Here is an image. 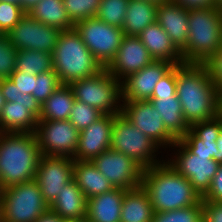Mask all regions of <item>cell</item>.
I'll list each match as a JSON object with an SVG mask.
<instances>
[{
  "label": "cell",
  "mask_w": 222,
  "mask_h": 222,
  "mask_svg": "<svg viewBox=\"0 0 222 222\" xmlns=\"http://www.w3.org/2000/svg\"><path fill=\"white\" fill-rule=\"evenodd\" d=\"M176 89L184 120L189 126L222 113V95L204 64H176Z\"/></svg>",
  "instance_id": "6da1fadb"
},
{
  "label": "cell",
  "mask_w": 222,
  "mask_h": 222,
  "mask_svg": "<svg viewBox=\"0 0 222 222\" xmlns=\"http://www.w3.org/2000/svg\"><path fill=\"white\" fill-rule=\"evenodd\" d=\"M142 187L149 195L154 212H167L195 206L202 197L189 180L166 160L143 170Z\"/></svg>",
  "instance_id": "7a4b0ae2"
},
{
  "label": "cell",
  "mask_w": 222,
  "mask_h": 222,
  "mask_svg": "<svg viewBox=\"0 0 222 222\" xmlns=\"http://www.w3.org/2000/svg\"><path fill=\"white\" fill-rule=\"evenodd\" d=\"M40 156L35 133H0V190L35 180Z\"/></svg>",
  "instance_id": "3957f363"
},
{
  "label": "cell",
  "mask_w": 222,
  "mask_h": 222,
  "mask_svg": "<svg viewBox=\"0 0 222 222\" xmlns=\"http://www.w3.org/2000/svg\"><path fill=\"white\" fill-rule=\"evenodd\" d=\"M188 42L181 50L183 63L204 64L222 45V8L189 10Z\"/></svg>",
  "instance_id": "277c9868"
},
{
  "label": "cell",
  "mask_w": 222,
  "mask_h": 222,
  "mask_svg": "<svg viewBox=\"0 0 222 222\" xmlns=\"http://www.w3.org/2000/svg\"><path fill=\"white\" fill-rule=\"evenodd\" d=\"M52 58L53 70L61 84L69 85L103 69L75 29L60 33Z\"/></svg>",
  "instance_id": "5b68a950"
},
{
  "label": "cell",
  "mask_w": 222,
  "mask_h": 222,
  "mask_svg": "<svg viewBox=\"0 0 222 222\" xmlns=\"http://www.w3.org/2000/svg\"><path fill=\"white\" fill-rule=\"evenodd\" d=\"M110 148L129 156L143 169L160 165L165 161L164 157L158 156L162 153L159 151L161 148L133 126L122 113L113 119Z\"/></svg>",
  "instance_id": "8992f818"
},
{
  "label": "cell",
  "mask_w": 222,
  "mask_h": 222,
  "mask_svg": "<svg viewBox=\"0 0 222 222\" xmlns=\"http://www.w3.org/2000/svg\"><path fill=\"white\" fill-rule=\"evenodd\" d=\"M76 100L98 109L103 114L121 113V82L105 68L99 73L69 84Z\"/></svg>",
  "instance_id": "52a82bcc"
},
{
  "label": "cell",
  "mask_w": 222,
  "mask_h": 222,
  "mask_svg": "<svg viewBox=\"0 0 222 222\" xmlns=\"http://www.w3.org/2000/svg\"><path fill=\"white\" fill-rule=\"evenodd\" d=\"M2 222H35L49 209L35 180L0 190Z\"/></svg>",
  "instance_id": "ba28073f"
},
{
  "label": "cell",
  "mask_w": 222,
  "mask_h": 222,
  "mask_svg": "<svg viewBox=\"0 0 222 222\" xmlns=\"http://www.w3.org/2000/svg\"><path fill=\"white\" fill-rule=\"evenodd\" d=\"M74 29L103 68L114 59L124 37L122 28L109 25L97 17L78 21Z\"/></svg>",
  "instance_id": "9c48e42d"
},
{
  "label": "cell",
  "mask_w": 222,
  "mask_h": 222,
  "mask_svg": "<svg viewBox=\"0 0 222 222\" xmlns=\"http://www.w3.org/2000/svg\"><path fill=\"white\" fill-rule=\"evenodd\" d=\"M171 149L174 153H171L173 155H165L168 158H165L166 162L179 174L185 176L193 185V188L203 197L210 189L220 164L213 160L211 156L191 153L179 140L171 146Z\"/></svg>",
  "instance_id": "30bf717a"
},
{
  "label": "cell",
  "mask_w": 222,
  "mask_h": 222,
  "mask_svg": "<svg viewBox=\"0 0 222 222\" xmlns=\"http://www.w3.org/2000/svg\"><path fill=\"white\" fill-rule=\"evenodd\" d=\"M121 113L161 150L169 148L177 139L166 129L159 111L150 100L122 101Z\"/></svg>",
  "instance_id": "8fae6325"
},
{
  "label": "cell",
  "mask_w": 222,
  "mask_h": 222,
  "mask_svg": "<svg viewBox=\"0 0 222 222\" xmlns=\"http://www.w3.org/2000/svg\"><path fill=\"white\" fill-rule=\"evenodd\" d=\"M61 32L60 29L43 24L26 13L6 36L16 50H36L53 54Z\"/></svg>",
  "instance_id": "7c38bea8"
},
{
  "label": "cell",
  "mask_w": 222,
  "mask_h": 222,
  "mask_svg": "<svg viewBox=\"0 0 222 222\" xmlns=\"http://www.w3.org/2000/svg\"><path fill=\"white\" fill-rule=\"evenodd\" d=\"M35 134L41 155L74 157L79 131L69 120L38 121Z\"/></svg>",
  "instance_id": "4fadbf2b"
},
{
  "label": "cell",
  "mask_w": 222,
  "mask_h": 222,
  "mask_svg": "<svg viewBox=\"0 0 222 222\" xmlns=\"http://www.w3.org/2000/svg\"><path fill=\"white\" fill-rule=\"evenodd\" d=\"M92 163L109 180L114 188L132 190L141 186L143 168L129 156L107 149Z\"/></svg>",
  "instance_id": "5bb4252c"
},
{
  "label": "cell",
  "mask_w": 222,
  "mask_h": 222,
  "mask_svg": "<svg viewBox=\"0 0 222 222\" xmlns=\"http://www.w3.org/2000/svg\"><path fill=\"white\" fill-rule=\"evenodd\" d=\"M73 167V158L40 156L35 181L48 206L56 199L65 184L73 179Z\"/></svg>",
  "instance_id": "9a60e30c"
},
{
  "label": "cell",
  "mask_w": 222,
  "mask_h": 222,
  "mask_svg": "<svg viewBox=\"0 0 222 222\" xmlns=\"http://www.w3.org/2000/svg\"><path fill=\"white\" fill-rule=\"evenodd\" d=\"M40 112V103L30 94L6 102L0 114V133H35Z\"/></svg>",
  "instance_id": "2e32d148"
},
{
  "label": "cell",
  "mask_w": 222,
  "mask_h": 222,
  "mask_svg": "<svg viewBox=\"0 0 222 222\" xmlns=\"http://www.w3.org/2000/svg\"><path fill=\"white\" fill-rule=\"evenodd\" d=\"M174 66L165 60H154L138 72L128 75L121 81V100H149L156 84Z\"/></svg>",
  "instance_id": "e0dca14e"
},
{
  "label": "cell",
  "mask_w": 222,
  "mask_h": 222,
  "mask_svg": "<svg viewBox=\"0 0 222 222\" xmlns=\"http://www.w3.org/2000/svg\"><path fill=\"white\" fill-rule=\"evenodd\" d=\"M154 61L138 36L124 35L116 56L105 68L120 82Z\"/></svg>",
  "instance_id": "ac0fdd59"
},
{
  "label": "cell",
  "mask_w": 222,
  "mask_h": 222,
  "mask_svg": "<svg viewBox=\"0 0 222 222\" xmlns=\"http://www.w3.org/2000/svg\"><path fill=\"white\" fill-rule=\"evenodd\" d=\"M114 117L112 114H104L79 132L74 160L93 161L105 150L110 149Z\"/></svg>",
  "instance_id": "d6986e66"
},
{
  "label": "cell",
  "mask_w": 222,
  "mask_h": 222,
  "mask_svg": "<svg viewBox=\"0 0 222 222\" xmlns=\"http://www.w3.org/2000/svg\"><path fill=\"white\" fill-rule=\"evenodd\" d=\"M222 125V113L207 121L190 125L188 132L179 141L193 154L211 156L217 162V143Z\"/></svg>",
  "instance_id": "ffe728a7"
},
{
  "label": "cell",
  "mask_w": 222,
  "mask_h": 222,
  "mask_svg": "<svg viewBox=\"0 0 222 222\" xmlns=\"http://www.w3.org/2000/svg\"><path fill=\"white\" fill-rule=\"evenodd\" d=\"M189 10L171 0L158 3L156 22L181 51L188 42Z\"/></svg>",
  "instance_id": "44dd1931"
},
{
  "label": "cell",
  "mask_w": 222,
  "mask_h": 222,
  "mask_svg": "<svg viewBox=\"0 0 222 222\" xmlns=\"http://www.w3.org/2000/svg\"><path fill=\"white\" fill-rule=\"evenodd\" d=\"M49 209L64 220L85 222L87 198L72 179L60 190L59 195L49 205Z\"/></svg>",
  "instance_id": "7402d4cb"
},
{
  "label": "cell",
  "mask_w": 222,
  "mask_h": 222,
  "mask_svg": "<svg viewBox=\"0 0 222 222\" xmlns=\"http://www.w3.org/2000/svg\"><path fill=\"white\" fill-rule=\"evenodd\" d=\"M138 38L154 60H165L174 65L183 63L181 51L156 21L146 27Z\"/></svg>",
  "instance_id": "603a6c76"
},
{
  "label": "cell",
  "mask_w": 222,
  "mask_h": 222,
  "mask_svg": "<svg viewBox=\"0 0 222 222\" xmlns=\"http://www.w3.org/2000/svg\"><path fill=\"white\" fill-rule=\"evenodd\" d=\"M125 189L114 188L109 192L87 199L85 222H120Z\"/></svg>",
  "instance_id": "cb8c5ba5"
},
{
  "label": "cell",
  "mask_w": 222,
  "mask_h": 222,
  "mask_svg": "<svg viewBox=\"0 0 222 222\" xmlns=\"http://www.w3.org/2000/svg\"><path fill=\"white\" fill-rule=\"evenodd\" d=\"M73 179L87 199L114 189L92 161L74 160Z\"/></svg>",
  "instance_id": "d4e9b609"
},
{
  "label": "cell",
  "mask_w": 222,
  "mask_h": 222,
  "mask_svg": "<svg viewBox=\"0 0 222 222\" xmlns=\"http://www.w3.org/2000/svg\"><path fill=\"white\" fill-rule=\"evenodd\" d=\"M154 210L146 190L141 186L126 190L120 222H152Z\"/></svg>",
  "instance_id": "484cf974"
},
{
  "label": "cell",
  "mask_w": 222,
  "mask_h": 222,
  "mask_svg": "<svg viewBox=\"0 0 222 222\" xmlns=\"http://www.w3.org/2000/svg\"><path fill=\"white\" fill-rule=\"evenodd\" d=\"M158 4L148 0H129L124 35L138 36L146 27L156 21Z\"/></svg>",
  "instance_id": "4316f807"
},
{
  "label": "cell",
  "mask_w": 222,
  "mask_h": 222,
  "mask_svg": "<svg viewBox=\"0 0 222 222\" xmlns=\"http://www.w3.org/2000/svg\"><path fill=\"white\" fill-rule=\"evenodd\" d=\"M156 110L159 111L166 129L179 140L189 130V125L184 120L181 103L177 96L151 97L149 99Z\"/></svg>",
  "instance_id": "83f0119b"
},
{
  "label": "cell",
  "mask_w": 222,
  "mask_h": 222,
  "mask_svg": "<svg viewBox=\"0 0 222 222\" xmlns=\"http://www.w3.org/2000/svg\"><path fill=\"white\" fill-rule=\"evenodd\" d=\"M75 97L69 85L62 84L41 105L39 121L68 120Z\"/></svg>",
  "instance_id": "f1b7e54d"
},
{
  "label": "cell",
  "mask_w": 222,
  "mask_h": 222,
  "mask_svg": "<svg viewBox=\"0 0 222 222\" xmlns=\"http://www.w3.org/2000/svg\"><path fill=\"white\" fill-rule=\"evenodd\" d=\"M39 22L68 31L74 29L62 0H41L28 13Z\"/></svg>",
  "instance_id": "f546056e"
},
{
  "label": "cell",
  "mask_w": 222,
  "mask_h": 222,
  "mask_svg": "<svg viewBox=\"0 0 222 222\" xmlns=\"http://www.w3.org/2000/svg\"><path fill=\"white\" fill-rule=\"evenodd\" d=\"M52 53L34 50H18L15 70L37 75L53 70Z\"/></svg>",
  "instance_id": "4dcf8cb0"
},
{
  "label": "cell",
  "mask_w": 222,
  "mask_h": 222,
  "mask_svg": "<svg viewBox=\"0 0 222 222\" xmlns=\"http://www.w3.org/2000/svg\"><path fill=\"white\" fill-rule=\"evenodd\" d=\"M129 0H101L96 17L109 25L122 28Z\"/></svg>",
  "instance_id": "1f68e13d"
},
{
  "label": "cell",
  "mask_w": 222,
  "mask_h": 222,
  "mask_svg": "<svg viewBox=\"0 0 222 222\" xmlns=\"http://www.w3.org/2000/svg\"><path fill=\"white\" fill-rule=\"evenodd\" d=\"M152 222H203L202 201L195 206L167 212H154Z\"/></svg>",
  "instance_id": "d6a6232c"
},
{
  "label": "cell",
  "mask_w": 222,
  "mask_h": 222,
  "mask_svg": "<svg viewBox=\"0 0 222 222\" xmlns=\"http://www.w3.org/2000/svg\"><path fill=\"white\" fill-rule=\"evenodd\" d=\"M71 21H78L96 17L101 0H62Z\"/></svg>",
  "instance_id": "836d02e7"
},
{
  "label": "cell",
  "mask_w": 222,
  "mask_h": 222,
  "mask_svg": "<svg viewBox=\"0 0 222 222\" xmlns=\"http://www.w3.org/2000/svg\"><path fill=\"white\" fill-rule=\"evenodd\" d=\"M104 114L98 109L75 99L70 112L69 121L80 132L101 118Z\"/></svg>",
  "instance_id": "e575fe53"
},
{
  "label": "cell",
  "mask_w": 222,
  "mask_h": 222,
  "mask_svg": "<svg viewBox=\"0 0 222 222\" xmlns=\"http://www.w3.org/2000/svg\"><path fill=\"white\" fill-rule=\"evenodd\" d=\"M61 85L54 70L37 74L32 96L42 105Z\"/></svg>",
  "instance_id": "d590c367"
},
{
  "label": "cell",
  "mask_w": 222,
  "mask_h": 222,
  "mask_svg": "<svg viewBox=\"0 0 222 222\" xmlns=\"http://www.w3.org/2000/svg\"><path fill=\"white\" fill-rule=\"evenodd\" d=\"M17 52L6 34L0 35V79H7L15 71Z\"/></svg>",
  "instance_id": "8d00e7d4"
},
{
  "label": "cell",
  "mask_w": 222,
  "mask_h": 222,
  "mask_svg": "<svg viewBox=\"0 0 222 222\" xmlns=\"http://www.w3.org/2000/svg\"><path fill=\"white\" fill-rule=\"evenodd\" d=\"M25 14L20 5L0 0V33L7 34Z\"/></svg>",
  "instance_id": "74e56055"
},
{
  "label": "cell",
  "mask_w": 222,
  "mask_h": 222,
  "mask_svg": "<svg viewBox=\"0 0 222 222\" xmlns=\"http://www.w3.org/2000/svg\"><path fill=\"white\" fill-rule=\"evenodd\" d=\"M176 89V65H174L156 84L151 97L177 96Z\"/></svg>",
  "instance_id": "f35d334b"
},
{
  "label": "cell",
  "mask_w": 222,
  "mask_h": 222,
  "mask_svg": "<svg viewBox=\"0 0 222 222\" xmlns=\"http://www.w3.org/2000/svg\"><path fill=\"white\" fill-rule=\"evenodd\" d=\"M204 65L210 73L212 82L222 95V45L218 52L212 55Z\"/></svg>",
  "instance_id": "ab89813d"
},
{
  "label": "cell",
  "mask_w": 222,
  "mask_h": 222,
  "mask_svg": "<svg viewBox=\"0 0 222 222\" xmlns=\"http://www.w3.org/2000/svg\"><path fill=\"white\" fill-rule=\"evenodd\" d=\"M9 79L12 83L17 86V89L22 94H30L34 92V85L36 82V75H30V73H22L21 71L15 70Z\"/></svg>",
  "instance_id": "60d3db41"
},
{
  "label": "cell",
  "mask_w": 222,
  "mask_h": 222,
  "mask_svg": "<svg viewBox=\"0 0 222 222\" xmlns=\"http://www.w3.org/2000/svg\"><path fill=\"white\" fill-rule=\"evenodd\" d=\"M204 201L222 202V163L218 167L211 187L208 192L202 197Z\"/></svg>",
  "instance_id": "b9f144b4"
},
{
  "label": "cell",
  "mask_w": 222,
  "mask_h": 222,
  "mask_svg": "<svg viewBox=\"0 0 222 222\" xmlns=\"http://www.w3.org/2000/svg\"><path fill=\"white\" fill-rule=\"evenodd\" d=\"M203 222H222V202L202 200Z\"/></svg>",
  "instance_id": "7bdbcfd3"
},
{
  "label": "cell",
  "mask_w": 222,
  "mask_h": 222,
  "mask_svg": "<svg viewBox=\"0 0 222 222\" xmlns=\"http://www.w3.org/2000/svg\"><path fill=\"white\" fill-rule=\"evenodd\" d=\"M0 89L6 102H16L23 95L9 78L0 79Z\"/></svg>",
  "instance_id": "ee69618b"
},
{
  "label": "cell",
  "mask_w": 222,
  "mask_h": 222,
  "mask_svg": "<svg viewBox=\"0 0 222 222\" xmlns=\"http://www.w3.org/2000/svg\"><path fill=\"white\" fill-rule=\"evenodd\" d=\"M182 6L184 9H200L211 7V0H171Z\"/></svg>",
  "instance_id": "f6af8a7d"
},
{
  "label": "cell",
  "mask_w": 222,
  "mask_h": 222,
  "mask_svg": "<svg viewBox=\"0 0 222 222\" xmlns=\"http://www.w3.org/2000/svg\"><path fill=\"white\" fill-rule=\"evenodd\" d=\"M58 214L52 212L48 209L46 212L40 215V217L35 222H65Z\"/></svg>",
  "instance_id": "bcb514c9"
},
{
  "label": "cell",
  "mask_w": 222,
  "mask_h": 222,
  "mask_svg": "<svg viewBox=\"0 0 222 222\" xmlns=\"http://www.w3.org/2000/svg\"><path fill=\"white\" fill-rule=\"evenodd\" d=\"M39 1L41 0H20V7L25 13H29Z\"/></svg>",
  "instance_id": "7dc6e473"
},
{
  "label": "cell",
  "mask_w": 222,
  "mask_h": 222,
  "mask_svg": "<svg viewBox=\"0 0 222 222\" xmlns=\"http://www.w3.org/2000/svg\"><path fill=\"white\" fill-rule=\"evenodd\" d=\"M216 143H217V163L221 164L222 163V125H221V131L220 134L218 136V138L216 139Z\"/></svg>",
  "instance_id": "c3c4849f"
},
{
  "label": "cell",
  "mask_w": 222,
  "mask_h": 222,
  "mask_svg": "<svg viewBox=\"0 0 222 222\" xmlns=\"http://www.w3.org/2000/svg\"><path fill=\"white\" fill-rule=\"evenodd\" d=\"M5 103H6L5 98L3 97L2 91L0 89V114L2 112V109H3L4 105H5Z\"/></svg>",
  "instance_id": "681fc988"
},
{
  "label": "cell",
  "mask_w": 222,
  "mask_h": 222,
  "mask_svg": "<svg viewBox=\"0 0 222 222\" xmlns=\"http://www.w3.org/2000/svg\"><path fill=\"white\" fill-rule=\"evenodd\" d=\"M218 6L222 8V0H211V7Z\"/></svg>",
  "instance_id": "f907efd6"
},
{
  "label": "cell",
  "mask_w": 222,
  "mask_h": 222,
  "mask_svg": "<svg viewBox=\"0 0 222 222\" xmlns=\"http://www.w3.org/2000/svg\"><path fill=\"white\" fill-rule=\"evenodd\" d=\"M1 1L16 4V5H20V0H1Z\"/></svg>",
  "instance_id": "816d5d0a"
},
{
  "label": "cell",
  "mask_w": 222,
  "mask_h": 222,
  "mask_svg": "<svg viewBox=\"0 0 222 222\" xmlns=\"http://www.w3.org/2000/svg\"><path fill=\"white\" fill-rule=\"evenodd\" d=\"M148 1H152L158 4V3L169 1V0H148Z\"/></svg>",
  "instance_id": "f5cc1de1"
},
{
  "label": "cell",
  "mask_w": 222,
  "mask_h": 222,
  "mask_svg": "<svg viewBox=\"0 0 222 222\" xmlns=\"http://www.w3.org/2000/svg\"><path fill=\"white\" fill-rule=\"evenodd\" d=\"M0 222H2V214H1V199H0Z\"/></svg>",
  "instance_id": "db71d44e"
},
{
  "label": "cell",
  "mask_w": 222,
  "mask_h": 222,
  "mask_svg": "<svg viewBox=\"0 0 222 222\" xmlns=\"http://www.w3.org/2000/svg\"><path fill=\"white\" fill-rule=\"evenodd\" d=\"M65 222H80V221H69V220H66Z\"/></svg>",
  "instance_id": "11a10c76"
}]
</instances>
